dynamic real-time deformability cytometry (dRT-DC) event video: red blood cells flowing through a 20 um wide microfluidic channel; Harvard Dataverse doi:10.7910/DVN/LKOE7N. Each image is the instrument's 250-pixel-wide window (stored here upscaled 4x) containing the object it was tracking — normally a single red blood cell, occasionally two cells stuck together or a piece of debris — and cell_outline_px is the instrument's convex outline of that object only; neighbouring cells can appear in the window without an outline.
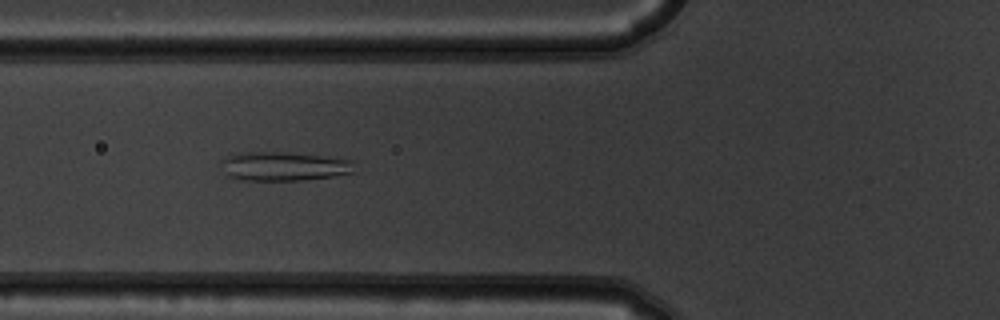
{"species": "common noctule bat (a hibernating species)", "species_latin": "Nyctalus noctula", "temperature_condition": "warm", "stored_images_in_passage": 6, "camera_frame_rate_fps": 3000, "um_per_image_px": 0.085, "animal": {"sex": "male", "body_mass_g": 19.5, "forearm_length_mm": 54.6}, "frame": {"image": 1, "passage_image": 6, "time_ms": 1.667, "image_size_px": [1000, 320], "cell_outline_px": [[352, 172], [332, 176], [304, 180], [240, 180], [228, 176], [224, 172], [220, 160], [224, 156], [240, 152], [284, 152], [320, 156], [352, 160]], "centroid_in_image_um": [24.02, 14.13], "position_along_channel_um": 101.8, "area_um2": 22.37}}